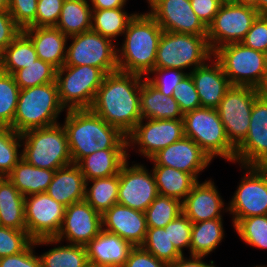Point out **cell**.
Here are the masks:
<instances>
[{
  "mask_svg": "<svg viewBox=\"0 0 267 267\" xmlns=\"http://www.w3.org/2000/svg\"><path fill=\"white\" fill-rule=\"evenodd\" d=\"M69 39L72 41L69 46L67 43L64 65H88L100 68L105 74L118 71L116 48L118 44L108 37L89 30L68 37Z\"/></svg>",
  "mask_w": 267,
  "mask_h": 267,
  "instance_id": "30bf717a",
  "label": "cell"
},
{
  "mask_svg": "<svg viewBox=\"0 0 267 267\" xmlns=\"http://www.w3.org/2000/svg\"><path fill=\"white\" fill-rule=\"evenodd\" d=\"M213 56L232 86L258 88L267 74V54L241 42L221 46L213 52Z\"/></svg>",
  "mask_w": 267,
  "mask_h": 267,
  "instance_id": "ba28073f",
  "label": "cell"
},
{
  "mask_svg": "<svg viewBox=\"0 0 267 267\" xmlns=\"http://www.w3.org/2000/svg\"><path fill=\"white\" fill-rule=\"evenodd\" d=\"M258 88L232 86L216 108L230 144L236 149L246 138Z\"/></svg>",
  "mask_w": 267,
  "mask_h": 267,
  "instance_id": "8fae6325",
  "label": "cell"
},
{
  "mask_svg": "<svg viewBox=\"0 0 267 267\" xmlns=\"http://www.w3.org/2000/svg\"><path fill=\"white\" fill-rule=\"evenodd\" d=\"M240 167L246 172L228 203L233 226L242 218L267 215V175L255 166Z\"/></svg>",
  "mask_w": 267,
  "mask_h": 267,
  "instance_id": "5bb4252c",
  "label": "cell"
},
{
  "mask_svg": "<svg viewBox=\"0 0 267 267\" xmlns=\"http://www.w3.org/2000/svg\"><path fill=\"white\" fill-rule=\"evenodd\" d=\"M86 180L80 167L71 164L57 169L46 193L65 207L85 199Z\"/></svg>",
  "mask_w": 267,
  "mask_h": 267,
  "instance_id": "484cf974",
  "label": "cell"
},
{
  "mask_svg": "<svg viewBox=\"0 0 267 267\" xmlns=\"http://www.w3.org/2000/svg\"><path fill=\"white\" fill-rule=\"evenodd\" d=\"M172 97L177 101L183 115L201 107L199 95L189 73L175 86Z\"/></svg>",
  "mask_w": 267,
  "mask_h": 267,
  "instance_id": "bcb514c9",
  "label": "cell"
},
{
  "mask_svg": "<svg viewBox=\"0 0 267 267\" xmlns=\"http://www.w3.org/2000/svg\"><path fill=\"white\" fill-rule=\"evenodd\" d=\"M55 171L34 167L21 158L7 178L22 195L28 196L46 192L52 182Z\"/></svg>",
  "mask_w": 267,
  "mask_h": 267,
  "instance_id": "f546056e",
  "label": "cell"
},
{
  "mask_svg": "<svg viewBox=\"0 0 267 267\" xmlns=\"http://www.w3.org/2000/svg\"><path fill=\"white\" fill-rule=\"evenodd\" d=\"M141 247L167 264L183 256L168 237V224L164 228H147Z\"/></svg>",
  "mask_w": 267,
  "mask_h": 267,
  "instance_id": "74e56055",
  "label": "cell"
},
{
  "mask_svg": "<svg viewBox=\"0 0 267 267\" xmlns=\"http://www.w3.org/2000/svg\"><path fill=\"white\" fill-rule=\"evenodd\" d=\"M233 228L248 246L267 249V215L242 218Z\"/></svg>",
  "mask_w": 267,
  "mask_h": 267,
  "instance_id": "b9f144b4",
  "label": "cell"
},
{
  "mask_svg": "<svg viewBox=\"0 0 267 267\" xmlns=\"http://www.w3.org/2000/svg\"><path fill=\"white\" fill-rule=\"evenodd\" d=\"M189 74L199 95L201 107L216 109L226 92L232 87L222 66L214 56Z\"/></svg>",
  "mask_w": 267,
  "mask_h": 267,
  "instance_id": "603a6c76",
  "label": "cell"
},
{
  "mask_svg": "<svg viewBox=\"0 0 267 267\" xmlns=\"http://www.w3.org/2000/svg\"><path fill=\"white\" fill-rule=\"evenodd\" d=\"M22 158L34 167L57 170L73 164L63 125L30 129L21 134Z\"/></svg>",
  "mask_w": 267,
  "mask_h": 267,
  "instance_id": "5b68a950",
  "label": "cell"
},
{
  "mask_svg": "<svg viewBox=\"0 0 267 267\" xmlns=\"http://www.w3.org/2000/svg\"><path fill=\"white\" fill-rule=\"evenodd\" d=\"M159 195L152 170L146 165L135 163L129 166L128 160L119 171L118 204L145 212Z\"/></svg>",
  "mask_w": 267,
  "mask_h": 267,
  "instance_id": "2e32d148",
  "label": "cell"
},
{
  "mask_svg": "<svg viewBox=\"0 0 267 267\" xmlns=\"http://www.w3.org/2000/svg\"><path fill=\"white\" fill-rule=\"evenodd\" d=\"M85 267H103V266H99V265H94L91 263H87Z\"/></svg>",
  "mask_w": 267,
  "mask_h": 267,
  "instance_id": "03108f58",
  "label": "cell"
},
{
  "mask_svg": "<svg viewBox=\"0 0 267 267\" xmlns=\"http://www.w3.org/2000/svg\"><path fill=\"white\" fill-rule=\"evenodd\" d=\"M213 57L207 35L163 31L156 53L155 67L192 72Z\"/></svg>",
  "mask_w": 267,
  "mask_h": 267,
  "instance_id": "8992f818",
  "label": "cell"
},
{
  "mask_svg": "<svg viewBox=\"0 0 267 267\" xmlns=\"http://www.w3.org/2000/svg\"><path fill=\"white\" fill-rule=\"evenodd\" d=\"M66 111L61 105L56 81L21 89L13 120V130L23 132L59 123V115Z\"/></svg>",
  "mask_w": 267,
  "mask_h": 267,
  "instance_id": "277c9868",
  "label": "cell"
},
{
  "mask_svg": "<svg viewBox=\"0 0 267 267\" xmlns=\"http://www.w3.org/2000/svg\"><path fill=\"white\" fill-rule=\"evenodd\" d=\"M63 127L73 164L105 149H128L127 137L117 127L109 125L91 109L66 110Z\"/></svg>",
  "mask_w": 267,
  "mask_h": 267,
  "instance_id": "7a4b0ae2",
  "label": "cell"
},
{
  "mask_svg": "<svg viewBox=\"0 0 267 267\" xmlns=\"http://www.w3.org/2000/svg\"><path fill=\"white\" fill-rule=\"evenodd\" d=\"M128 149H105L84 157L77 165L86 181L119 174L122 165L129 160Z\"/></svg>",
  "mask_w": 267,
  "mask_h": 267,
  "instance_id": "83f0119b",
  "label": "cell"
},
{
  "mask_svg": "<svg viewBox=\"0 0 267 267\" xmlns=\"http://www.w3.org/2000/svg\"><path fill=\"white\" fill-rule=\"evenodd\" d=\"M124 9L92 10L91 30L116 42V37L123 36L129 22L137 14H129Z\"/></svg>",
  "mask_w": 267,
  "mask_h": 267,
  "instance_id": "8d00e7d4",
  "label": "cell"
},
{
  "mask_svg": "<svg viewBox=\"0 0 267 267\" xmlns=\"http://www.w3.org/2000/svg\"><path fill=\"white\" fill-rule=\"evenodd\" d=\"M203 259L204 257L189 256L187 258L183 255L173 263L168 264V267H216L213 260L210 261L211 264H208Z\"/></svg>",
  "mask_w": 267,
  "mask_h": 267,
  "instance_id": "9f6ffc18",
  "label": "cell"
},
{
  "mask_svg": "<svg viewBox=\"0 0 267 267\" xmlns=\"http://www.w3.org/2000/svg\"><path fill=\"white\" fill-rule=\"evenodd\" d=\"M118 190L119 174L91 179L86 181L84 200L98 213L103 214L111 206L118 203Z\"/></svg>",
  "mask_w": 267,
  "mask_h": 267,
  "instance_id": "d590c367",
  "label": "cell"
},
{
  "mask_svg": "<svg viewBox=\"0 0 267 267\" xmlns=\"http://www.w3.org/2000/svg\"><path fill=\"white\" fill-rule=\"evenodd\" d=\"M37 58L34 44L21 31L0 54V70L13 75L16 71L34 63Z\"/></svg>",
  "mask_w": 267,
  "mask_h": 267,
  "instance_id": "e575fe53",
  "label": "cell"
},
{
  "mask_svg": "<svg viewBox=\"0 0 267 267\" xmlns=\"http://www.w3.org/2000/svg\"><path fill=\"white\" fill-rule=\"evenodd\" d=\"M144 78L121 71L106 74L90 109L127 136L142 119L140 91Z\"/></svg>",
  "mask_w": 267,
  "mask_h": 267,
  "instance_id": "6da1fadb",
  "label": "cell"
},
{
  "mask_svg": "<svg viewBox=\"0 0 267 267\" xmlns=\"http://www.w3.org/2000/svg\"><path fill=\"white\" fill-rule=\"evenodd\" d=\"M49 244L55 246L39 255L41 267H85L88 263L86 247L83 245L66 244L62 246L61 241L56 238L35 240V246H48Z\"/></svg>",
  "mask_w": 267,
  "mask_h": 267,
  "instance_id": "f1b7e54d",
  "label": "cell"
},
{
  "mask_svg": "<svg viewBox=\"0 0 267 267\" xmlns=\"http://www.w3.org/2000/svg\"><path fill=\"white\" fill-rule=\"evenodd\" d=\"M34 248L35 241L19 254L0 258V267H41L40 257Z\"/></svg>",
  "mask_w": 267,
  "mask_h": 267,
  "instance_id": "816d5d0a",
  "label": "cell"
},
{
  "mask_svg": "<svg viewBox=\"0 0 267 267\" xmlns=\"http://www.w3.org/2000/svg\"><path fill=\"white\" fill-rule=\"evenodd\" d=\"M192 224L183 212L168 223V237L182 255L184 248L190 249Z\"/></svg>",
  "mask_w": 267,
  "mask_h": 267,
  "instance_id": "7dc6e473",
  "label": "cell"
},
{
  "mask_svg": "<svg viewBox=\"0 0 267 267\" xmlns=\"http://www.w3.org/2000/svg\"><path fill=\"white\" fill-rule=\"evenodd\" d=\"M149 161L153 165H162L192 174L197 180L198 175L211 163V158L192 139L183 137L159 150Z\"/></svg>",
  "mask_w": 267,
  "mask_h": 267,
  "instance_id": "d6986e66",
  "label": "cell"
},
{
  "mask_svg": "<svg viewBox=\"0 0 267 267\" xmlns=\"http://www.w3.org/2000/svg\"><path fill=\"white\" fill-rule=\"evenodd\" d=\"M259 15L253 7L222 3L207 28V39L212 52L221 46L242 42Z\"/></svg>",
  "mask_w": 267,
  "mask_h": 267,
  "instance_id": "7c38bea8",
  "label": "cell"
},
{
  "mask_svg": "<svg viewBox=\"0 0 267 267\" xmlns=\"http://www.w3.org/2000/svg\"><path fill=\"white\" fill-rule=\"evenodd\" d=\"M126 137L128 151L130 148L134 150L137 145L136 153L149 160L159 150L184 137V121L183 119H141Z\"/></svg>",
  "mask_w": 267,
  "mask_h": 267,
  "instance_id": "4fadbf2b",
  "label": "cell"
},
{
  "mask_svg": "<svg viewBox=\"0 0 267 267\" xmlns=\"http://www.w3.org/2000/svg\"><path fill=\"white\" fill-rule=\"evenodd\" d=\"M224 204L212 178L202 183L198 180L182 201V212L192 223H198L223 218L222 214L228 212V205Z\"/></svg>",
  "mask_w": 267,
  "mask_h": 267,
  "instance_id": "44dd1931",
  "label": "cell"
},
{
  "mask_svg": "<svg viewBox=\"0 0 267 267\" xmlns=\"http://www.w3.org/2000/svg\"><path fill=\"white\" fill-rule=\"evenodd\" d=\"M190 3L197 17L207 28L213 22L222 5L219 0H190Z\"/></svg>",
  "mask_w": 267,
  "mask_h": 267,
  "instance_id": "11a10c76",
  "label": "cell"
},
{
  "mask_svg": "<svg viewBox=\"0 0 267 267\" xmlns=\"http://www.w3.org/2000/svg\"><path fill=\"white\" fill-rule=\"evenodd\" d=\"M21 134L0 126V177H7L22 158ZM21 151V152H20Z\"/></svg>",
  "mask_w": 267,
  "mask_h": 267,
  "instance_id": "ab89813d",
  "label": "cell"
},
{
  "mask_svg": "<svg viewBox=\"0 0 267 267\" xmlns=\"http://www.w3.org/2000/svg\"><path fill=\"white\" fill-rule=\"evenodd\" d=\"M255 267H267V265L265 266V264L264 265H257V266H255Z\"/></svg>",
  "mask_w": 267,
  "mask_h": 267,
  "instance_id": "003e7915",
  "label": "cell"
},
{
  "mask_svg": "<svg viewBox=\"0 0 267 267\" xmlns=\"http://www.w3.org/2000/svg\"><path fill=\"white\" fill-rule=\"evenodd\" d=\"M34 44L37 57L56 69L65 64L68 37L56 27H27L22 30Z\"/></svg>",
  "mask_w": 267,
  "mask_h": 267,
  "instance_id": "d4e9b609",
  "label": "cell"
},
{
  "mask_svg": "<svg viewBox=\"0 0 267 267\" xmlns=\"http://www.w3.org/2000/svg\"><path fill=\"white\" fill-rule=\"evenodd\" d=\"M162 33L160 25L147 11L138 12L123 34L122 46L117 47L118 71L147 76L155 68Z\"/></svg>",
  "mask_w": 267,
  "mask_h": 267,
  "instance_id": "3957f363",
  "label": "cell"
},
{
  "mask_svg": "<svg viewBox=\"0 0 267 267\" xmlns=\"http://www.w3.org/2000/svg\"><path fill=\"white\" fill-rule=\"evenodd\" d=\"M9 0H0V10H8Z\"/></svg>",
  "mask_w": 267,
  "mask_h": 267,
  "instance_id": "be15d7a7",
  "label": "cell"
},
{
  "mask_svg": "<svg viewBox=\"0 0 267 267\" xmlns=\"http://www.w3.org/2000/svg\"><path fill=\"white\" fill-rule=\"evenodd\" d=\"M64 0H38L35 27H55Z\"/></svg>",
  "mask_w": 267,
  "mask_h": 267,
  "instance_id": "681fc988",
  "label": "cell"
},
{
  "mask_svg": "<svg viewBox=\"0 0 267 267\" xmlns=\"http://www.w3.org/2000/svg\"><path fill=\"white\" fill-rule=\"evenodd\" d=\"M8 10H0V54L21 33Z\"/></svg>",
  "mask_w": 267,
  "mask_h": 267,
  "instance_id": "db71d44e",
  "label": "cell"
},
{
  "mask_svg": "<svg viewBox=\"0 0 267 267\" xmlns=\"http://www.w3.org/2000/svg\"><path fill=\"white\" fill-rule=\"evenodd\" d=\"M267 154V102L258 96L250 116L244 141L235 149L234 163L254 166Z\"/></svg>",
  "mask_w": 267,
  "mask_h": 267,
  "instance_id": "ffe728a7",
  "label": "cell"
},
{
  "mask_svg": "<svg viewBox=\"0 0 267 267\" xmlns=\"http://www.w3.org/2000/svg\"><path fill=\"white\" fill-rule=\"evenodd\" d=\"M235 3L256 8L259 4V0H235Z\"/></svg>",
  "mask_w": 267,
  "mask_h": 267,
  "instance_id": "94428289",
  "label": "cell"
},
{
  "mask_svg": "<svg viewBox=\"0 0 267 267\" xmlns=\"http://www.w3.org/2000/svg\"><path fill=\"white\" fill-rule=\"evenodd\" d=\"M102 230V214L85 200L66 207L64 220L56 239L67 244L85 246Z\"/></svg>",
  "mask_w": 267,
  "mask_h": 267,
  "instance_id": "ac0fdd59",
  "label": "cell"
},
{
  "mask_svg": "<svg viewBox=\"0 0 267 267\" xmlns=\"http://www.w3.org/2000/svg\"><path fill=\"white\" fill-rule=\"evenodd\" d=\"M241 43L267 54V15H259L256 18Z\"/></svg>",
  "mask_w": 267,
  "mask_h": 267,
  "instance_id": "f907efd6",
  "label": "cell"
},
{
  "mask_svg": "<svg viewBox=\"0 0 267 267\" xmlns=\"http://www.w3.org/2000/svg\"><path fill=\"white\" fill-rule=\"evenodd\" d=\"M184 136L192 139L211 158L234 163L235 148L227 139L215 108L200 107L183 115Z\"/></svg>",
  "mask_w": 267,
  "mask_h": 267,
  "instance_id": "52a82bcc",
  "label": "cell"
},
{
  "mask_svg": "<svg viewBox=\"0 0 267 267\" xmlns=\"http://www.w3.org/2000/svg\"><path fill=\"white\" fill-rule=\"evenodd\" d=\"M123 267H168V264L157 259L141 246H134Z\"/></svg>",
  "mask_w": 267,
  "mask_h": 267,
  "instance_id": "f5cc1de1",
  "label": "cell"
},
{
  "mask_svg": "<svg viewBox=\"0 0 267 267\" xmlns=\"http://www.w3.org/2000/svg\"><path fill=\"white\" fill-rule=\"evenodd\" d=\"M259 96L267 102V74L264 76L263 82L258 87Z\"/></svg>",
  "mask_w": 267,
  "mask_h": 267,
  "instance_id": "680465c9",
  "label": "cell"
},
{
  "mask_svg": "<svg viewBox=\"0 0 267 267\" xmlns=\"http://www.w3.org/2000/svg\"><path fill=\"white\" fill-rule=\"evenodd\" d=\"M32 242L27 230L0 227V258L19 254Z\"/></svg>",
  "mask_w": 267,
  "mask_h": 267,
  "instance_id": "ee69618b",
  "label": "cell"
},
{
  "mask_svg": "<svg viewBox=\"0 0 267 267\" xmlns=\"http://www.w3.org/2000/svg\"><path fill=\"white\" fill-rule=\"evenodd\" d=\"M142 119H183V113L172 96H166L145 78L140 91Z\"/></svg>",
  "mask_w": 267,
  "mask_h": 267,
  "instance_id": "4316f807",
  "label": "cell"
},
{
  "mask_svg": "<svg viewBox=\"0 0 267 267\" xmlns=\"http://www.w3.org/2000/svg\"><path fill=\"white\" fill-rule=\"evenodd\" d=\"M92 8L89 0H64L56 24L64 35L71 37L91 30Z\"/></svg>",
  "mask_w": 267,
  "mask_h": 267,
  "instance_id": "d6a6232c",
  "label": "cell"
},
{
  "mask_svg": "<svg viewBox=\"0 0 267 267\" xmlns=\"http://www.w3.org/2000/svg\"><path fill=\"white\" fill-rule=\"evenodd\" d=\"M144 213L147 228H164L182 213V202L176 198L158 195Z\"/></svg>",
  "mask_w": 267,
  "mask_h": 267,
  "instance_id": "f35d334b",
  "label": "cell"
},
{
  "mask_svg": "<svg viewBox=\"0 0 267 267\" xmlns=\"http://www.w3.org/2000/svg\"><path fill=\"white\" fill-rule=\"evenodd\" d=\"M56 68L48 62L37 58L28 67L16 71L13 76L21 89L31 88L42 84L55 82Z\"/></svg>",
  "mask_w": 267,
  "mask_h": 267,
  "instance_id": "7bdbcfd3",
  "label": "cell"
},
{
  "mask_svg": "<svg viewBox=\"0 0 267 267\" xmlns=\"http://www.w3.org/2000/svg\"><path fill=\"white\" fill-rule=\"evenodd\" d=\"M102 229L117 234L133 246H141L147 232L146 216L142 211L117 203L102 214Z\"/></svg>",
  "mask_w": 267,
  "mask_h": 267,
  "instance_id": "7402d4cb",
  "label": "cell"
},
{
  "mask_svg": "<svg viewBox=\"0 0 267 267\" xmlns=\"http://www.w3.org/2000/svg\"><path fill=\"white\" fill-rule=\"evenodd\" d=\"M105 73L88 65H63L56 70V84L61 105L65 110L90 109Z\"/></svg>",
  "mask_w": 267,
  "mask_h": 267,
  "instance_id": "9c48e42d",
  "label": "cell"
},
{
  "mask_svg": "<svg viewBox=\"0 0 267 267\" xmlns=\"http://www.w3.org/2000/svg\"><path fill=\"white\" fill-rule=\"evenodd\" d=\"M25 196L7 177H0V221L2 227L26 230Z\"/></svg>",
  "mask_w": 267,
  "mask_h": 267,
  "instance_id": "4dcf8cb0",
  "label": "cell"
},
{
  "mask_svg": "<svg viewBox=\"0 0 267 267\" xmlns=\"http://www.w3.org/2000/svg\"><path fill=\"white\" fill-rule=\"evenodd\" d=\"M19 93L14 76L0 70V126L13 129Z\"/></svg>",
  "mask_w": 267,
  "mask_h": 267,
  "instance_id": "60d3db41",
  "label": "cell"
},
{
  "mask_svg": "<svg viewBox=\"0 0 267 267\" xmlns=\"http://www.w3.org/2000/svg\"><path fill=\"white\" fill-rule=\"evenodd\" d=\"M147 13L163 31L207 35V27L197 17L190 0H147Z\"/></svg>",
  "mask_w": 267,
  "mask_h": 267,
  "instance_id": "e0dca14e",
  "label": "cell"
},
{
  "mask_svg": "<svg viewBox=\"0 0 267 267\" xmlns=\"http://www.w3.org/2000/svg\"><path fill=\"white\" fill-rule=\"evenodd\" d=\"M152 172L159 195L176 198L181 202L198 181L192 174L168 166L153 165Z\"/></svg>",
  "mask_w": 267,
  "mask_h": 267,
  "instance_id": "1f68e13d",
  "label": "cell"
},
{
  "mask_svg": "<svg viewBox=\"0 0 267 267\" xmlns=\"http://www.w3.org/2000/svg\"><path fill=\"white\" fill-rule=\"evenodd\" d=\"M223 218L192 224L190 256L206 257L224 239Z\"/></svg>",
  "mask_w": 267,
  "mask_h": 267,
  "instance_id": "836d02e7",
  "label": "cell"
},
{
  "mask_svg": "<svg viewBox=\"0 0 267 267\" xmlns=\"http://www.w3.org/2000/svg\"><path fill=\"white\" fill-rule=\"evenodd\" d=\"M66 207L46 192L25 196V222L30 238H56L63 224Z\"/></svg>",
  "mask_w": 267,
  "mask_h": 267,
  "instance_id": "9a60e30c",
  "label": "cell"
},
{
  "mask_svg": "<svg viewBox=\"0 0 267 267\" xmlns=\"http://www.w3.org/2000/svg\"><path fill=\"white\" fill-rule=\"evenodd\" d=\"M255 9L260 15H267V0H259V4Z\"/></svg>",
  "mask_w": 267,
  "mask_h": 267,
  "instance_id": "6125c7cd",
  "label": "cell"
},
{
  "mask_svg": "<svg viewBox=\"0 0 267 267\" xmlns=\"http://www.w3.org/2000/svg\"><path fill=\"white\" fill-rule=\"evenodd\" d=\"M221 3H235V0H219Z\"/></svg>",
  "mask_w": 267,
  "mask_h": 267,
  "instance_id": "e7e4bbea",
  "label": "cell"
},
{
  "mask_svg": "<svg viewBox=\"0 0 267 267\" xmlns=\"http://www.w3.org/2000/svg\"><path fill=\"white\" fill-rule=\"evenodd\" d=\"M179 69L155 67L145 79L161 93L172 96L175 86L188 74ZM151 75V76H150ZM153 75V76H152Z\"/></svg>",
  "mask_w": 267,
  "mask_h": 267,
  "instance_id": "f6af8a7d",
  "label": "cell"
},
{
  "mask_svg": "<svg viewBox=\"0 0 267 267\" xmlns=\"http://www.w3.org/2000/svg\"><path fill=\"white\" fill-rule=\"evenodd\" d=\"M37 2L38 0H9L8 11L22 30L35 27Z\"/></svg>",
  "mask_w": 267,
  "mask_h": 267,
  "instance_id": "c3c4849f",
  "label": "cell"
},
{
  "mask_svg": "<svg viewBox=\"0 0 267 267\" xmlns=\"http://www.w3.org/2000/svg\"><path fill=\"white\" fill-rule=\"evenodd\" d=\"M85 247L88 263L103 267H123L134 246L117 234L102 229Z\"/></svg>",
  "mask_w": 267,
  "mask_h": 267,
  "instance_id": "cb8c5ba5",
  "label": "cell"
},
{
  "mask_svg": "<svg viewBox=\"0 0 267 267\" xmlns=\"http://www.w3.org/2000/svg\"><path fill=\"white\" fill-rule=\"evenodd\" d=\"M128 0H89L92 10L125 8Z\"/></svg>",
  "mask_w": 267,
  "mask_h": 267,
  "instance_id": "6f0895ef",
  "label": "cell"
},
{
  "mask_svg": "<svg viewBox=\"0 0 267 267\" xmlns=\"http://www.w3.org/2000/svg\"><path fill=\"white\" fill-rule=\"evenodd\" d=\"M260 172L267 175V154L263 156L255 165Z\"/></svg>",
  "mask_w": 267,
  "mask_h": 267,
  "instance_id": "91938a15",
  "label": "cell"
}]
</instances>
